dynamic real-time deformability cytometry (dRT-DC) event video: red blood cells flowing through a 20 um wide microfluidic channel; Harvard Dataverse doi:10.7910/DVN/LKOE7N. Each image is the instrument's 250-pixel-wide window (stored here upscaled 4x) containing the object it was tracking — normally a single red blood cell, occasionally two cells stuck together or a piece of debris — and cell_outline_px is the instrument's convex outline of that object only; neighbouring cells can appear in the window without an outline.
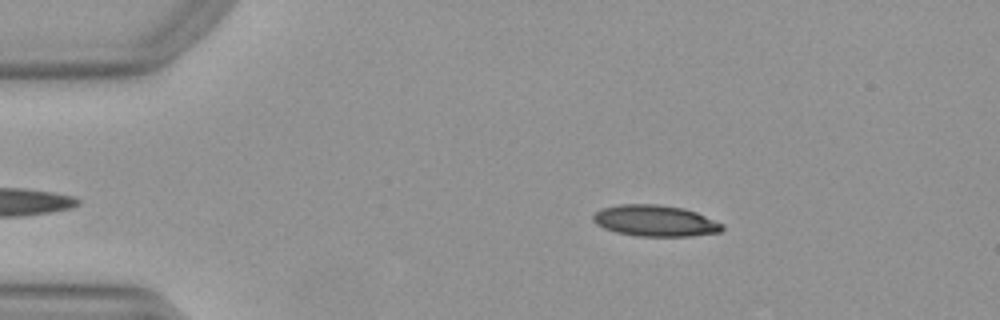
{"species": "Egyptian fruit bat (a non-hibernating species)", "species_latin": "Rousettus aegyptiacus", "temperature_condition": "warm", "stored_images_in_passage": 21, "camera_frame_rate_fps": 3000, "um_per_image_px": 0.085, "animal": {"sex": "female"}, "frame": {"image": 1, "passage_image": 4, "time_ms": 1.0, "image_size_px": [1000, 320], "cell_outline_px": [[724, 228], [720, 232], [692, 236], [636, 236], [616, 232], [604, 228], [596, 224], [592, 220], [592, 216], [600, 208], [620, 204], [656, 204], [684, 208], [696, 212], [724, 224]], "centroid_in_image_um": [55.68, 18.76], "position_along_channel_um": 29.3, "area_um2": 23.64}}
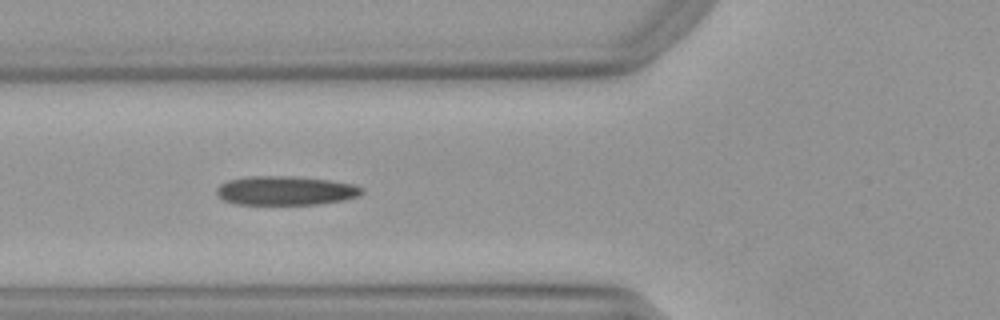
{"frame": {"image": 2, "passage_image": 14, "time_ms": 4.333, "image_size_px": [1000, 320], "cell_outline_px": [[364, 192], [360, 196], [344, 200], [316, 204], [236, 204], [224, 200], [216, 192], [216, 188], [220, 184], [228, 180], [248, 176], [292, 176], [328, 180], [356, 184], [364, 188]], "centroid_in_image_um": [24.31, 16.19], "position_along_channel_um": 101.5, "area_um2": 24.68}}
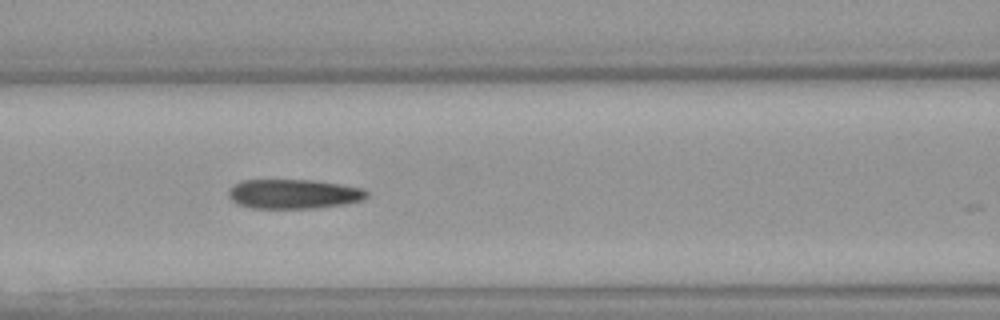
{"frame": {"image": 3, "passage_image": 17, "time_ms": 5.333, "image_size_px": [1000, 320], "cell_outline_px": [[368, 196], [360, 200], [344, 204], [312, 208], [252, 208], [236, 204], [228, 196], [228, 192], [240, 180], [316, 180], [364, 188], [368, 192]], "centroid_in_image_um": [24.96, 16.48], "position_along_channel_um": 141.6, "area_um2": 23.7}}